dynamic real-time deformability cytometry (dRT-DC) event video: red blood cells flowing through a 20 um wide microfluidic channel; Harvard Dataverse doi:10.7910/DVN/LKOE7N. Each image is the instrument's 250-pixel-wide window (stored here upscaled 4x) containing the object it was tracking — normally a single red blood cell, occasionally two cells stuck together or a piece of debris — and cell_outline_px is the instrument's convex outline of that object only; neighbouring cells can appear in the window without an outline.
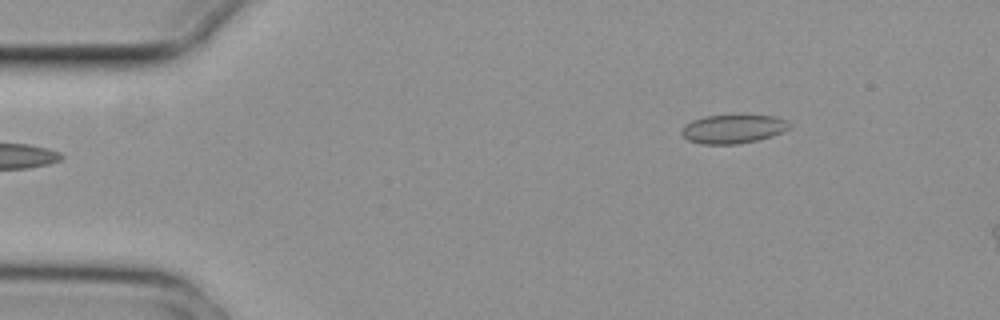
{"species": "common noctule bat (a hibernating species)", "species_latin": "Nyctalus noctula", "temperature_condition": "cold", "stored_images_in_passage": 3, "camera_frame_rate_fps": 3000, "um_per_image_px": 0.085, "animal": {"sex": "female", "body_mass_g": 29.2, "forearm_length_mm": 56.3}, "frame": {"image": 1, "passage_image": 1, "time_ms": 0.0, "image_size_px": [1000, 320], "cell_outline_px": [[788, 128], [772, 136], [756, 140], [736, 144], [700, 144], [688, 140], [680, 136], [680, 132], [684, 124], [692, 120], [704, 116], [772, 116], [784, 120], [788, 124]], "centroid_in_image_um": [62.19, 10.98], "position_along_channel_um": 22.8, "area_um2": 17.74}}